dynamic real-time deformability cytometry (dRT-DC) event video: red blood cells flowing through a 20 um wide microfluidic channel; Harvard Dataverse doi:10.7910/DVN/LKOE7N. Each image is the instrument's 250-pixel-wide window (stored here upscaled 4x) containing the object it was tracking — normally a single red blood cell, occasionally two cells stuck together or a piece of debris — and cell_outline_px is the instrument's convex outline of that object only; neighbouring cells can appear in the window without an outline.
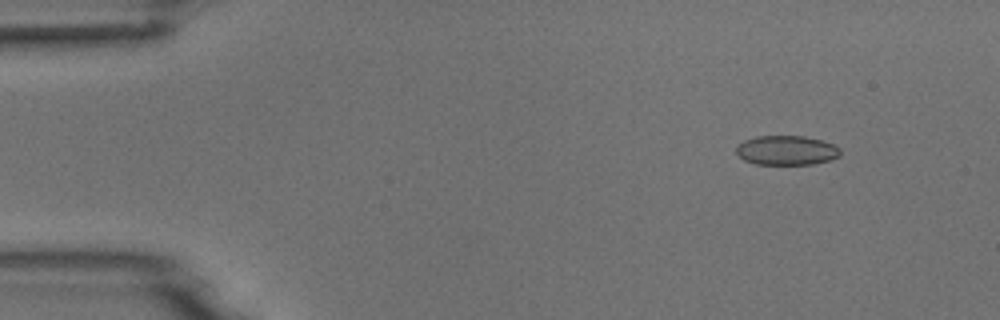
{"species": "common noctule bat (a hibernating species)", "species_latin": "Nyctalus noctula", "temperature_condition": "room temperature", "stored_images_in_passage": 5, "camera_frame_rate_fps": 3000, "um_per_image_px": 0.085, "animal": {"sex": "male", "body_mass_g": 18.8}, "frame": {"image": 1, "passage_image": 2, "time_ms": 1.333, "image_size_px": [1000, 320], "cell_outline_px": [[840, 156], [832, 160], [812, 164], [756, 164], [744, 160], [736, 152], [736, 144], [744, 140], [756, 136], [804, 136], [820, 140], [832, 144], [840, 148]], "centroid_in_image_um": [66.84, 12.78], "position_along_channel_um": 18.2, "area_um2": 17.92}}
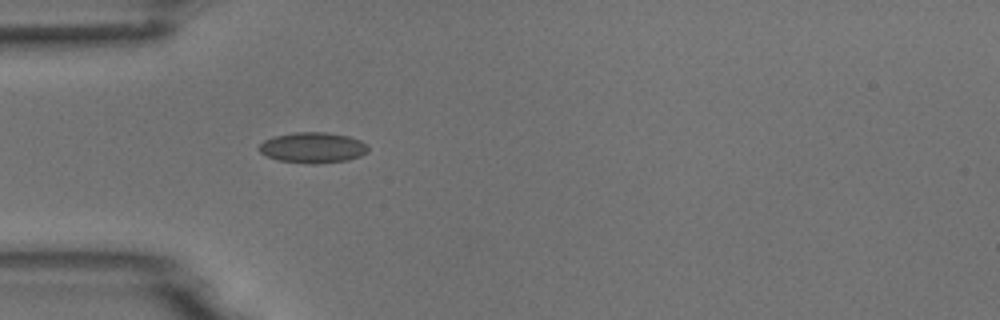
{"frame": {"image": 2, "passage_image": 5, "time_ms": 4.667, "image_size_px": [1000, 320], "cell_outline_px": [[368, 152], [360, 156], [348, 160], [316, 164], [308, 164], [280, 160], [268, 156], [260, 152], [260, 144], [264, 140], [272, 136], [296, 132], [328, 132], [348, 136], [360, 140], [368, 144]], "centroid_in_image_um": [26.62, 12.54], "position_along_channel_um": 58.4, "area_um2": 19.54}}